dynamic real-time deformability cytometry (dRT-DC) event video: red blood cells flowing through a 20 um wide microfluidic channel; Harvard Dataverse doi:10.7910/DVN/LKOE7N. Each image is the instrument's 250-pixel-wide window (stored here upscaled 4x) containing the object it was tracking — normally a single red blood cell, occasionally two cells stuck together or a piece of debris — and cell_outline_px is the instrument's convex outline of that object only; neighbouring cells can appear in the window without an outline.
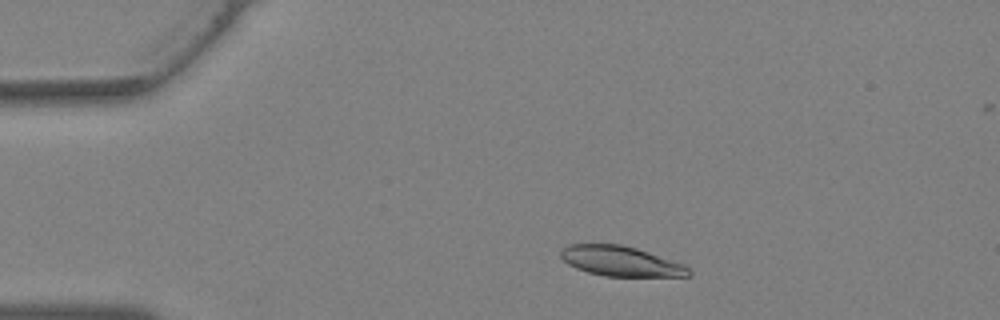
{"species": "Egyptian fruit bat (a non-hibernating species)", "species_latin": "Rousettus aegyptiacus", "temperature_condition": "warm", "stored_images_in_passage": 30, "camera_frame_rate_fps": 3000, "um_per_image_px": 0.085, "animal": {"sex": "female"}, "frame": {"image": 1, "passage_image": 5, "time_ms": 1.333, "image_size_px": [1000, 320], "cell_outline_px": [[692, 276], [604, 276], [588, 272], [576, 268], [568, 264], [560, 256], [560, 252], [568, 244], [620, 244], [636, 248], [684, 264], [692, 272]], "centroid_in_image_um": [52.76, 22.2], "position_along_channel_um": 32.2, "area_um2": 22.25}}
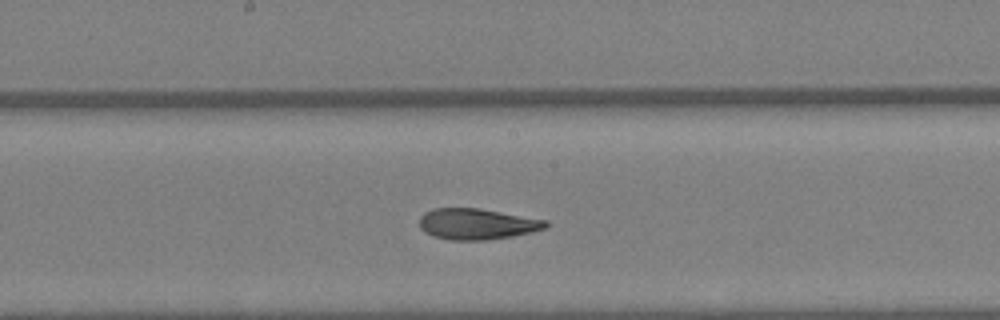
{"frame": {"image": 2, "passage_image": 18, "time_ms": 5.667, "image_size_px": [1000, 320], "cell_outline_px": [[548, 224], [544, 228], [532, 232], [512, 236], [484, 240], [448, 240], [424, 232], [420, 228], [420, 216], [424, 212], [436, 208], [480, 208], [548, 220]], "centroid_in_image_um": [40.54, 19.03], "position_along_channel_um": 207.7, "area_um2": 22.77}}
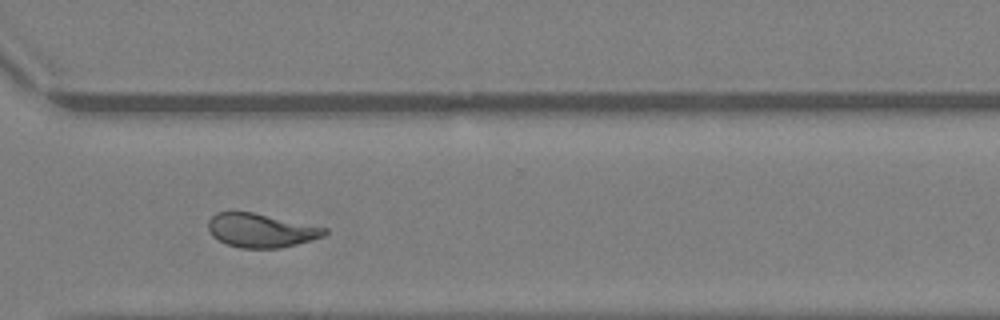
{"frame": {"image": 3, "passage_image": 26, "time_ms": 8.333, "image_size_px": [1000, 320], "cell_outline_px": [[328, 232], [324, 236], [312, 240], [280, 248], [240, 248], [228, 244], [212, 236], [208, 228], [208, 220], [216, 212], [252, 212], [328, 228]], "centroid_in_image_um": [22.19, 19.58], "position_along_channel_um": 348.4, "area_um2": 22.83}}